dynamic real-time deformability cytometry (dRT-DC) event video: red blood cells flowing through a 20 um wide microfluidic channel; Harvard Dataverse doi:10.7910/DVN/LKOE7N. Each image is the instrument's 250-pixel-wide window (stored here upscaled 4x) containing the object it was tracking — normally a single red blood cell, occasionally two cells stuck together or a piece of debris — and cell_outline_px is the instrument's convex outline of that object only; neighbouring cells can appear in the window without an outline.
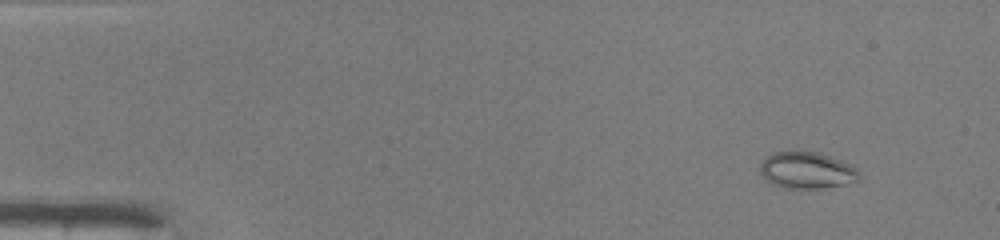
{"species": "common noctule bat (a hibernating species)", "species_latin": "Nyctalus noctula", "temperature_condition": "warm", "stored_images_in_passage": 45, "camera_frame_rate_fps": 3000, "um_per_image_px": 0.085, "animal": {"sex": "male", "body_mass_g": 19.0, "forearm_length_mm": 50.8}, "frame": {"image": 1, "passage_image": 1, "time_ms": 0.0, "image_size_px": [1000, 240], "cell_outline_px": [[860, 180], [848, 184], [820, 188], [784, 188], [772, 184], [760, 172], [760, 164], [772, 152], [820, 152], [840, 160], [856, 168], [860, 172]], "centroid_in_image_um": [68.61, 14.49], "position_along_channel_um": 16.4, "area_um2": 21.04}}
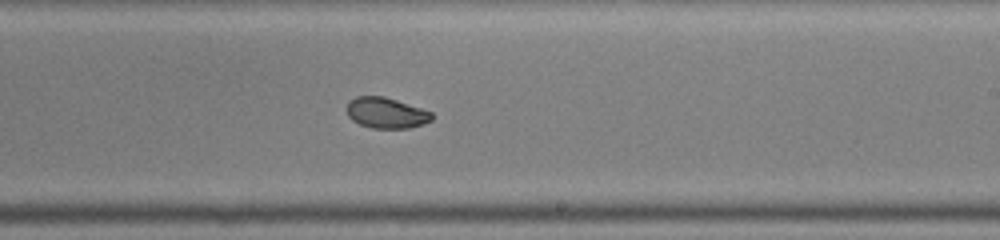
{"frame": {"image": 2, "passage_image": 26, "time_ms": 8.333, "image_size_px": [1000, 240], "cell_outline_px": [[432, 120], [408, 128], [372, 128], [360, 124], [352, 120], [348, 116], [348, 100], [356, 96], [384, 96], [432, 112]], "centroid_in_image_um": [32.79, 9.59], "position_along_channel_um": 256.2, "area_um2": 15.03}}
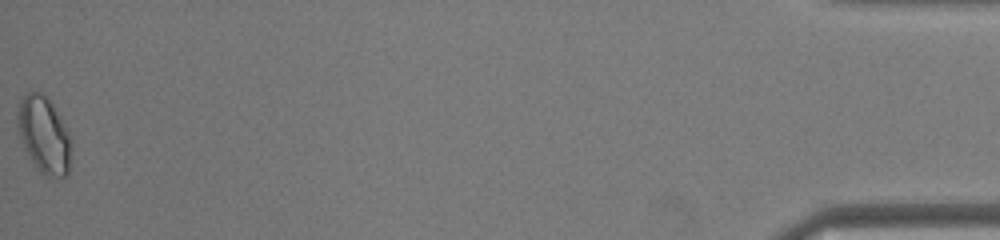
{"frame": {"image": 3, "passage_image": 45, "time_ms": 14.667, "image_size_px": [1000, 240], "cell_outline_px": [[68, 176], [56, 176], [40, 172], [32, 160], [20, 136], [16, 124], [16, 112], [20, 100], [28, 92], [40, 92], [52, 104], [64, 124], [68, 132]], "centroid_in_image_um": [3.68, 11.4], "position_along_channel_um": 431.5, "area_um2": 22.89}, "authors_computed_cell_mechanics": {"area_um2": 17.2822, "velocity_mm_per_s": 4.2271, "shape_relaxation_time_tau1_ms": 10.3672, "shape_relaxation_time_tau2_ms": 1.3711, "deformation_change_tau1": 0.198, "deformation_change_tau2": 0.0473}}